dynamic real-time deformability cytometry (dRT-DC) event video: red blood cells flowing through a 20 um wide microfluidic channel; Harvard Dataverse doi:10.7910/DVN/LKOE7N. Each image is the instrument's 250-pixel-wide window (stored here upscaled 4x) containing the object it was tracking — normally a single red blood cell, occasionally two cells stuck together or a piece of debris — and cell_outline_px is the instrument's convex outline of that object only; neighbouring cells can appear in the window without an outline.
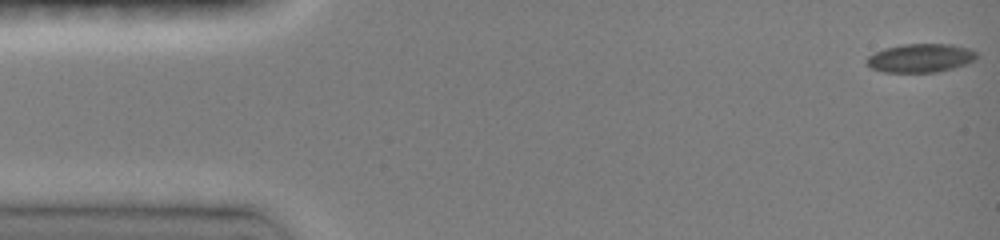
{"species": "common noctule bat (a hibernating species)", "species_latin": "Nyctalus noctula", "temperature_condition": "room temperature", "stored_images_in_passage": 23, "camera_frame_rate_fps": 3000, "um_per_image_px": 0.085, "animal": {"sex": "female", "body_mass_g": 19.0, "forearm_length_mm": 51.5}, "frame": {"image": 1, "passage_image": 1, "time_ms": 0.0, "image_size_px": [1000, 240], "cell_outline_px": [[980, 56], [976, 60], [952, 68], [936, 72], [884, 72], [872, 68], [864, 60], [868, 56], [884, 48], [904, 44], [952, 44], [968, 48], [976, 52]], "centroid_in_image_um": [78.26, 4.92], "position_along_channel_um": 6.7, "area_um2": 18.32}}
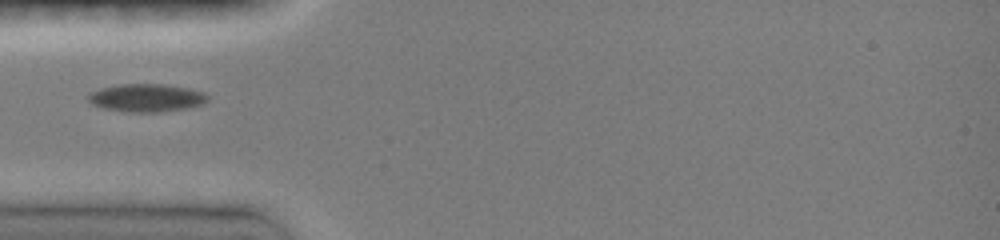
{"frame": {"image": 2, "passage_image": 10, "time_ms": 4.667, "image_size_px": [1000, 240], "cell_outline_px": [[208, 100], [204, 104], [184, 108], [160, 112], [128, 112], [104, 108], [92, 104], [88, 100], [88, 92], [100, 88], [120, 84], [164, 84], [188, 88], [204, 92], [208, 96]], "centroid_in_image_um": [12.44, 8.31], "position_along_channel_um": 72.6, "area_um2": 19.48}}
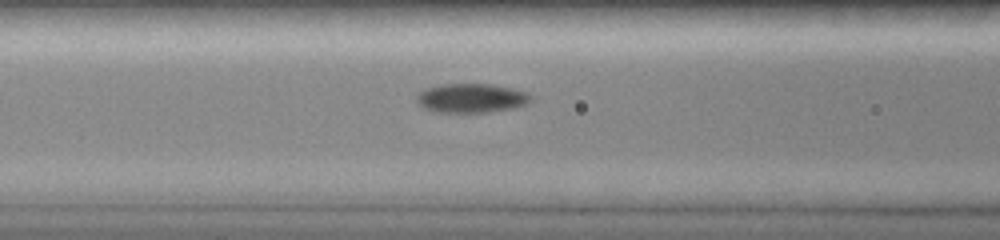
{"frame": {"image": 3, "passage_image": 15, "time_ms": 6.0, "image_size_px": [1000, 240], "cell_outline_px": [[532, 100], [528, 104], [516, 108], [488, 112], [436, 112], [424, 108], [416, 100], [416, 96], [420, 92], [428, 88], [444, 84], [492, 84], [512, 88], [528, 92], [532, 96]], "centroid_in_image_um": [40.13, 8.34], "position_along_channel_um": 126.5, "area_um2": 19.48}}